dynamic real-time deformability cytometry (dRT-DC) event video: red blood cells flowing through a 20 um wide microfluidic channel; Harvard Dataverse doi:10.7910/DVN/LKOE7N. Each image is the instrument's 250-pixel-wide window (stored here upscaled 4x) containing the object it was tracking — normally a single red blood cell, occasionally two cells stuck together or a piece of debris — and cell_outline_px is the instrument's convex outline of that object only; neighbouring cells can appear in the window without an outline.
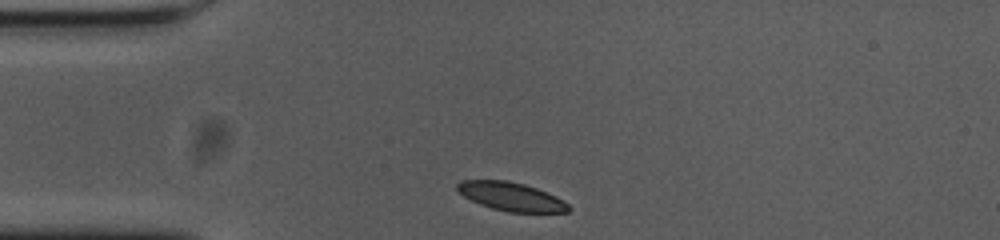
{"species": "common noctule bat (a hibernating species)", "species_latin": "Nyctalus noctula", "temperature_condition": "cold", "stored_images_in_passage": 33, "camera_frame_rate_fps": 3000, "um_per_image_px": 0.085, "animal": {"sex": "female", "body_mass_g": 23.0, "forearm_length_mm": 53.4}, "frame": {"image": 1, "passage_image": 1, "time_ms": 0.0, "image_size_px": [1000, 240], "cell_outline_px": [[572, 208], [568, 212], [508, 212], [492, 208], [480, 204], [464, 196], [456, 188], [456, 184], [460, 180], [508, 180], [524, 184], [536, 188], [556, 196], [568, 204]], "centroid_in_image_um": [43.45, 16.7], "position_along_channel_um": 41.6, "area_um2": 18.44}}
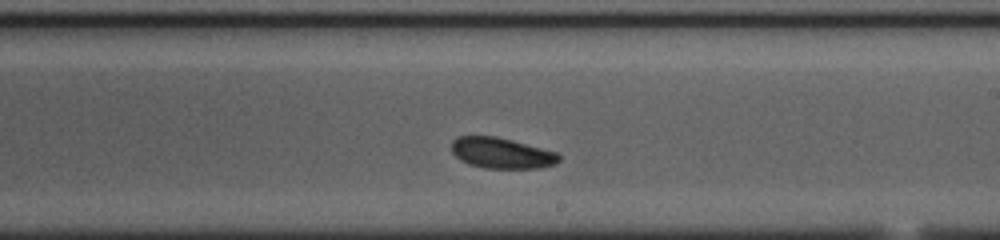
{"frame": {"image": 2, "passage_image": 20, "time_ms": 6.333, "image_size_px": [1000, 240], "cell_outline_px": [[560, 160], [556, 164], [540, 168], [484, 168], [468, 164], [460, 160], [452, 152], [452, 140], [456, 136], [496, 136], [512, 140], [556, 152], [560, 156]], "centroid_in_image_um": [42.62, 13.01], "position_along_channel_um": 246.4, "area_um2": 19.31}}
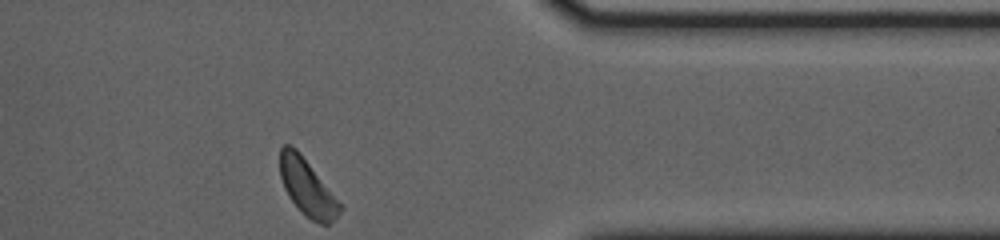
{"frame": {"image": 3, "passage_image": 33, "time_ms": 10.667, "image_size_px": [1000, 240], "cell_outline_px": [[344, 208], [328, 224], [320, 224], [312, 220], [288, 196], [284, 188], [280, 176], [280, 148], [284, 144], [292, 144], [300, 152]], "centroid_in_image_um": [26.09, 15.88], "position_along_channel_um": 385.3, "area_um2": 19.31}, "authors_computed_cell_mechanics": {"area_um2": 19.5942, "velocity_mm_per_s": 3.6159, "shape_relaxation_time_tau1_ms": 3.2909, "shape_relaxation_time_tau2_ms": null, "deformation_change_tau1": 0.1018, "deformation_change_tau2": null}}